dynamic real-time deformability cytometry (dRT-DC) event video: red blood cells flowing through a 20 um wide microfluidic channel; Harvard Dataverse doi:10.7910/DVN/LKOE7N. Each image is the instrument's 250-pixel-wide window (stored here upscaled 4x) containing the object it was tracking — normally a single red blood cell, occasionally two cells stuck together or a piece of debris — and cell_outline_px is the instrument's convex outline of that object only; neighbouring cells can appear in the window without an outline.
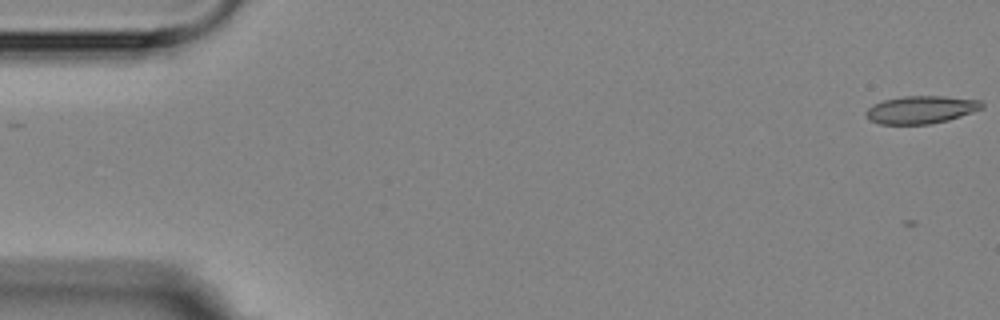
{"species": "Egyptian fruit bat (a non-hibernating species)", "species_latin": "Rousettus aegyptiacus", "temperature_condition": "room temperature", "stored_images_in_passage": 6, "camera_frame_rate_fps": 3000, "um_per_image_px": 0.085, "animal": {"sex": "female"}, "frame": {"image": 1, "passage_image": 1, "time_ms": 0.0, "image_size_px": [1000, 320], "cell_outline_px": [[984, 108], [948, 120], [928, 124], [880, 124], [868, 120], [864, 112], [872, 104], [884, 100], [904, 96], [944, 96], [980, 100], [984, 104]], "centroid_in_image_um": [78.26, 9.32], "position_along_channel_um": 6.7, "area_um2": 18.79}}
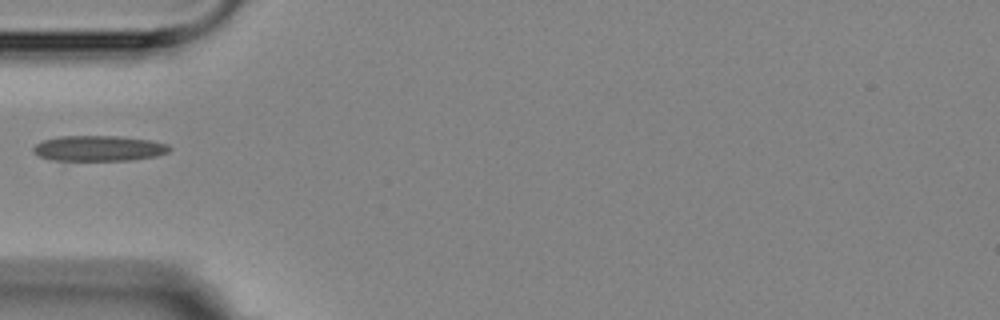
{"frame": {"image": 2, "passage_image": 6, "time_ms": 5.667, "image_size_px": [1000, 320], "cell_outline_px": [[172, 148], [168, 152], [156, 156], [132, 160], [52, 160], [40, 156], [32, 152], [32, 148], [36, 144], [44, 140], [60, 136], [116, 136], [152, 140], [168, 144]], "centroid_in_image_um": [8.41, 12.61], "position_along_channel_um": 76.6, "area_um2": 20.23}}